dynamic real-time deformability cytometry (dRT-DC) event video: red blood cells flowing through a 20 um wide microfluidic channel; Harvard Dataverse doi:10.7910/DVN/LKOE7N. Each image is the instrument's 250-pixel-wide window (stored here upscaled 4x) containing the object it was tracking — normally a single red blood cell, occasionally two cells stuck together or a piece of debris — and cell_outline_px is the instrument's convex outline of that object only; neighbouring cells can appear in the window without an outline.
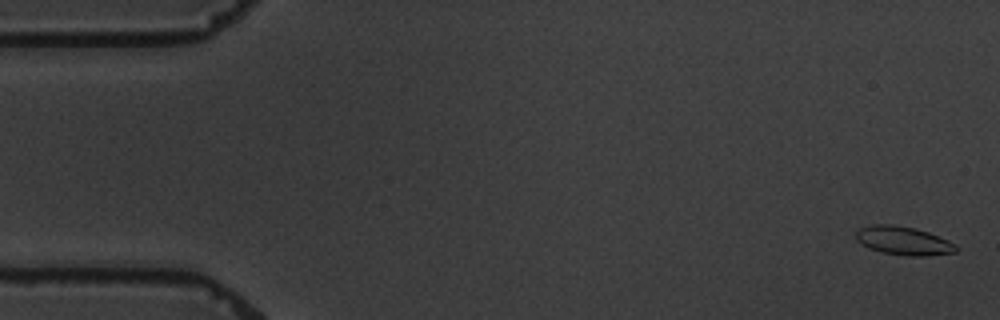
{"species": "common noctule bat (a hibernating species)", "species_latin": "Nyctalus noctula", "temperature_condition": "warm", "stored_images_in_passage": 5, "camera_frame_rate_fps": 3000, "um_per_image_px": 0.085, "animal": {"sex": "male", "body_mass_g": 19.5, "forearm_length_mm": 54.6}, "frame": {"image": 1, "passage_image": 1, "time_ms": 0.0, "image_size_px": [1000, 320], "cell_outline_px": [[956, 252], [924, 256], [904, 256], [884, 252], [868, 248], [856, 240], [856, 232], [860, 228], [872, 224], [892, 224], [916, 228], [928, 232], [948, 240], [956, 244]], "centroid_in_image_um": [76.78, 20.45], "position_along_channel_um": 8.2, "area_um2": 16.65}}